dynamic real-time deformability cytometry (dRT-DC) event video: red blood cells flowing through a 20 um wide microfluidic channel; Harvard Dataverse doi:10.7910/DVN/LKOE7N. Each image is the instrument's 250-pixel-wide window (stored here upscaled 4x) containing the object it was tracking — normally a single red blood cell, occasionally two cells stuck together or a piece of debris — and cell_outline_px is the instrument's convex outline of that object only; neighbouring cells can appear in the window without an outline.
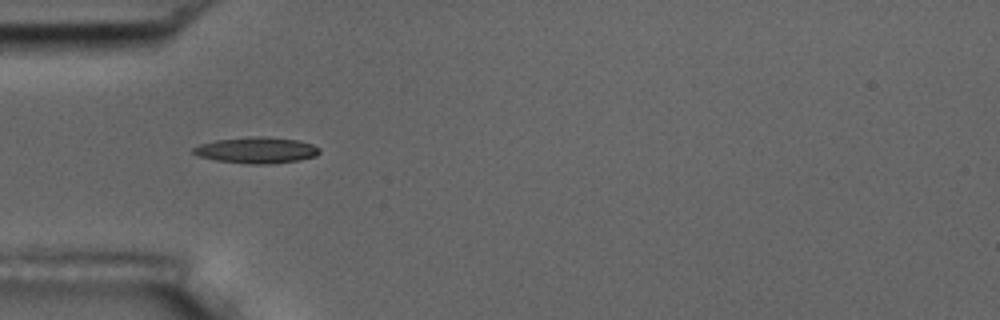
{"species": "common noctule bat (a hibernating species)", "species_latin": "Nyctalus noctula", "temperature_condition": "room temperature", "stored_images_in_passage": 7, "camera_frame_rate_fps": 3000, "um_per_image_px": 0.085, "animal": {"sex": "male", "body_mass_g": 17.5, "forearm_length_mm": 52.3}, "frame": {"image": 1, "passage_image": 6, "time_ms": 1.667, "image_size_px": [1000, 320], "cell_outline_px": [[320, 152], [316, 156], [300, 160], [268, 164], [248, 164], [216, 160], [196, 156], [192, 152], [192, 148], [200, 144], [216, 140], [252, 136], [260, 136], [300, 140], [312, 144], [320, 148]], "centroid_in_image_um": [21.8, 12.77], "position_along_channel_um": 63.2, "area_um2": 19.36}}